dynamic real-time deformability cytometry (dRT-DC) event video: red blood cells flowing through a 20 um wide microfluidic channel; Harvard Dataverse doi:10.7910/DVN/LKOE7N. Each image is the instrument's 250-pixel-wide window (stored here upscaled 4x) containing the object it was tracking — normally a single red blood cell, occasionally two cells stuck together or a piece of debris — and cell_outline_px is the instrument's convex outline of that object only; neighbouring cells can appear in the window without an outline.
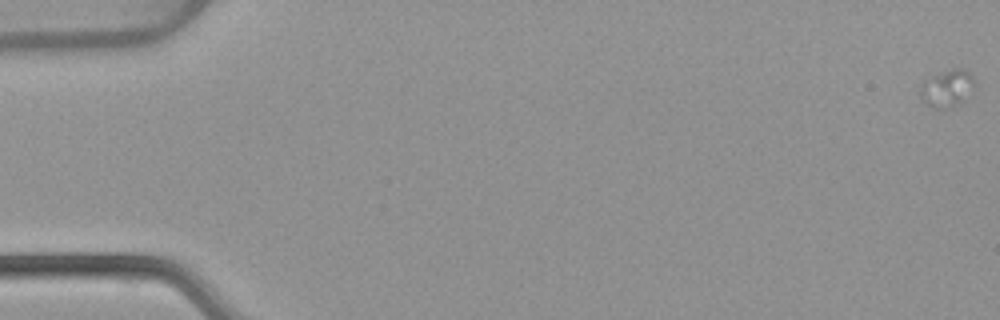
{"species": "common noctule bat (a hibernating species)", "species_latin": "Nyctalus noctula", "temperature_condition": "warm", "stored_images_in_passage": 10, "camera_frame_rate_fps": 3000, "um_per_image_px": 0.085, "animal": {"sex": "female", "body_mass_g": 22.7, "forearm_length_mm": 54.2}, "frame": {"image": 1, "passage_image": 1, "time_ms": 0.0, "image_size_px": [1000, 320], "cell_outline_px": [[976, 84], [964, 100], [956, 104], [936, 108], [928, 104], [920, 96], [924, 84], [932, 76], [940, 72], [956, 68], [964, 68], [972, 76]], "centroid_in_image_um": [80.57, 7.46], "position_along_channel_um": 4.4, "area_um2": 11.1}}